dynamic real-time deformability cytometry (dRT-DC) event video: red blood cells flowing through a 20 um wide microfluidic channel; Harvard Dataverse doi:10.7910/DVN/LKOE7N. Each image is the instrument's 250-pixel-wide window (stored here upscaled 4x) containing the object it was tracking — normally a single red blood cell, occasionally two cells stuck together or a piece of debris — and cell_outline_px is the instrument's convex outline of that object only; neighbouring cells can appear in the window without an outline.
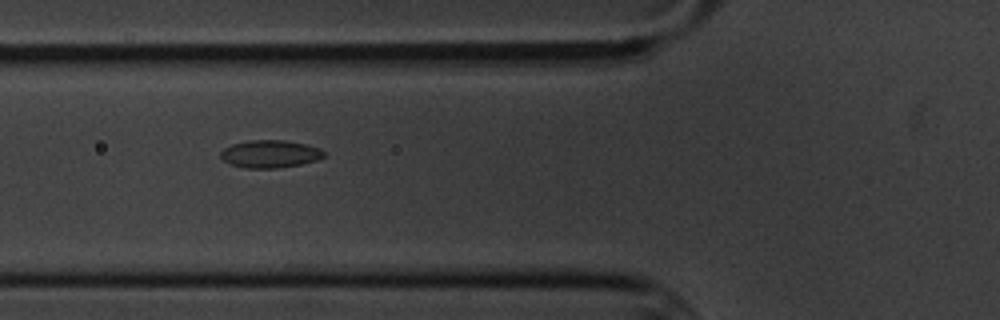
{"species": "common noctule bat (a hibernating species)", "species_latin": "Nyctalus noctula", "temperature_condition": "cold", "stored_images_in_passage": 4, "camera_frame_rate_fps": 3000, "um_per_image_px": 0.085, "animal": {"sex": "male", "body_mass_g": 20.1, "forearm_length_mm": 53.5}, "frame": {"image": 1, "passage_image": 3, "time_ms": 2.333, "image_size_px": [1000, 320], "cell_outline_px": [[324, 156], [316, 160], [300, 164], [276, 168], [244, 168], [228, 164], [220, 156], [220, 152], [224, 148], [232, 144], [248, 140], [284, 140], [304, 144], [320, 148], [324, 152]], "centroid_in_image_um": [22.91, 13.08], "position_along_channel_um": 102.9, "area_um2": 16.59}}
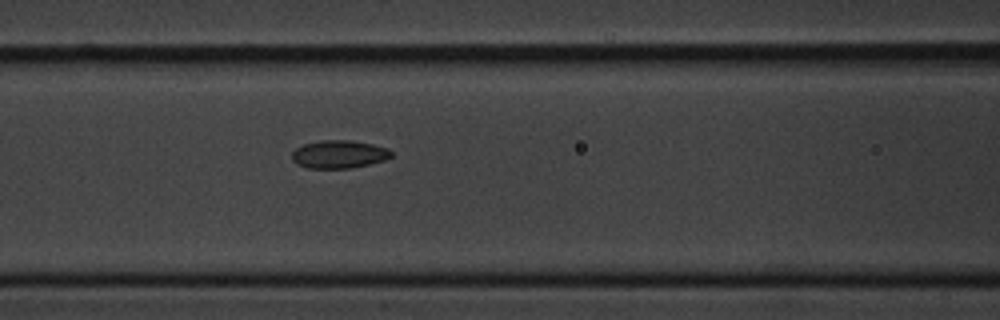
{"frame": {"image": 2, "passage_image": 4, "time_ms": 3.333, "image_size_px": [1000, 320], "cell_outline_px": [[392, 156], [384, 160], [352, 168], [308, 168], [296, 164], [292, 160], [292, 152], [296, 148], [304, 144], [320, 140], [348, 140], [372, 144], [388, 148], [392, 152]], "centroid_in_image_um": [28.79, 13.11], "position_along_channel_um": 137.8, "area_um2": 16.18}}